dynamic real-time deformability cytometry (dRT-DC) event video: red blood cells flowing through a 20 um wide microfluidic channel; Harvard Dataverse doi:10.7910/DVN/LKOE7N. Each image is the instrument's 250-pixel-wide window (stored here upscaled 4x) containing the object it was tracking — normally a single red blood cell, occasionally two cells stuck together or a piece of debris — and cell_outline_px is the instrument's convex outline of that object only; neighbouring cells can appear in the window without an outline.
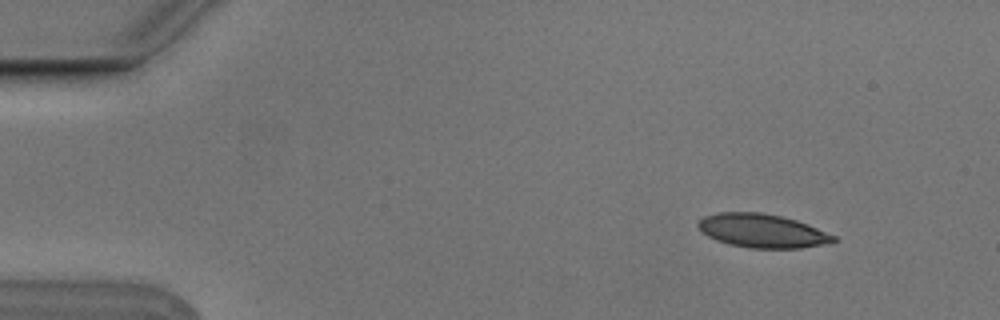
{"species": "Egyptian fruit bat (a non-hibernating species)", "species_latin": "Rousettus aegyptiacus", "temperature_condition": "cold", "stored_images_in_passage": 3, "camera_frame_rate_fps": 3000, "um_per_image_px": 0.085, "animal": {"sex": "male"}, "frame": {"image": 1, "passage_image": 1, "time_ms": 0.0, "image_size_px": [1000, 320], "cell_outline_px": [[836, 240], [824, 244], [800, 248], [748, 248], [728, 244], [716, 240], [700, 232], [696, 224], [704, 216], [720, 212], [760, 212], [780, 216], [796, 220], [808, 224], [836, 236]], "centroid_in_image_um": [64.75, 19.62], "position_along_channel_um": 20.3, "area_um2": 26.59}}